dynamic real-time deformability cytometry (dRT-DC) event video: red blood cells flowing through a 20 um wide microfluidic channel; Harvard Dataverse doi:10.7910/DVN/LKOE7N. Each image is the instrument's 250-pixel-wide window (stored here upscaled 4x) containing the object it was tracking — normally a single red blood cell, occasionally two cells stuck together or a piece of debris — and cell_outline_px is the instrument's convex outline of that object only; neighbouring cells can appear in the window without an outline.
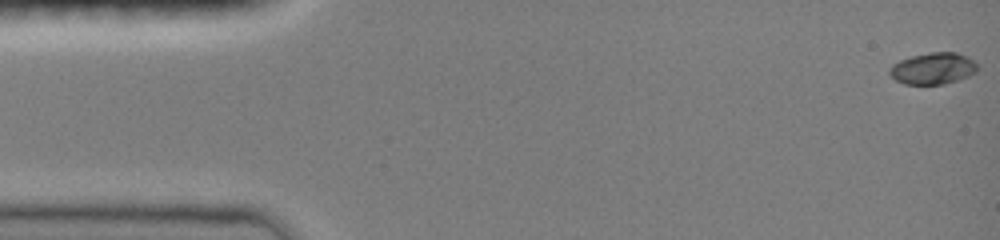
{"species": "common noctule bat (a hibernating species)", "species_latin": "Nyctalus noctula", "temperature_condition": "room temperature", "stored_images_in_passage": 14, "camera_frame_rate_fps": 3000, "um_per_image_px": 0.085, "animal": {"sex": "female", "body_mass_g": 19.0, "forearm_length_mm": 51.5}, "frame": {"image": 1, "passage_image": 1, "time_ms": 0.0, "image_size_px": [1000, 240], "cell_outline_px": [[976, 72], [968, 76], [944, 84], [904, 84], [896, 80], [888, 72], [888, 68], [892, 64], [900, 60], [912, 56], [932, 52], [956, 52], [968, 56], [976, 64]], "centroid_in_image_um": [79.28, 5.81], "position_along_channel_um": 5.7, "area_um2": 16.07}}
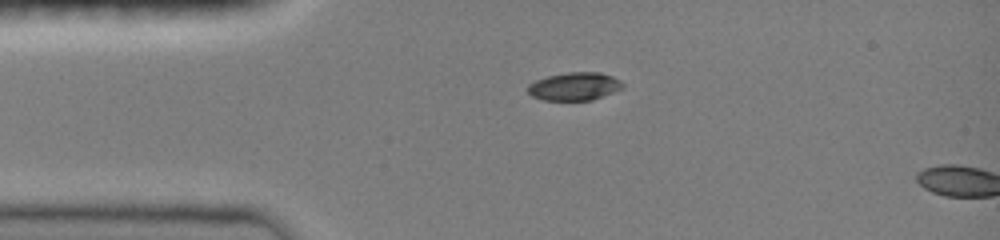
{"frame": {"image": 2, "passage_image": 12, "time_ms": 3.333, "image_size_px": [1000, 240], "cell_outline_px": [[624, 88], [592, 100], [544, 100], [532, 96], [528, 92], [528, 84], [536, 80], [548, 76], [568, 72], [600, 72], [612, 76], [620, 80], [624, 84]], "centroid_in_image_um": [48.85, 7.34], "position_along_channel_um": 36.1, "area_um2": 15.49}}